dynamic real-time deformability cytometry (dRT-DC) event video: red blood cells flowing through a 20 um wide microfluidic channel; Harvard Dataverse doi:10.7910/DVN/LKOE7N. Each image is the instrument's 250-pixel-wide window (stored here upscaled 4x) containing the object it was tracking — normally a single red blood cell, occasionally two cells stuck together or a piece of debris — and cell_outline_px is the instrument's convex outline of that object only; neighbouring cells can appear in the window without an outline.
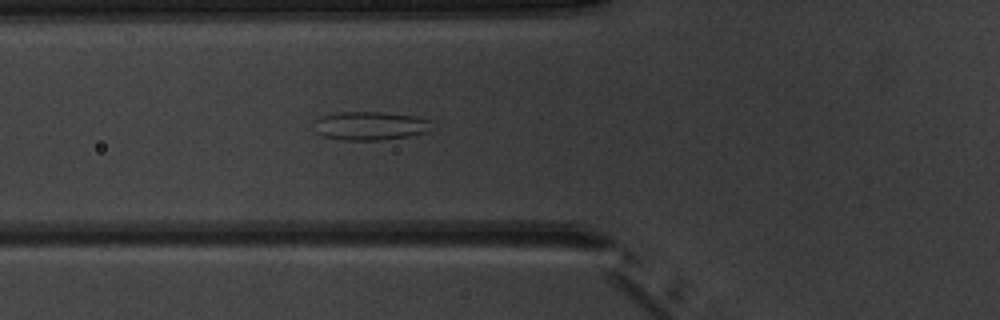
{"species": "common noctule bat (a hibernating species)", "species_latin": "Nyctalus noctula", "temperature_condition": "warm", "stored_images_in_passage": 5, "camera_frame_rate_fps": 3000, "um_per_image_px": 0.085, "animal": {"sex": "male", "body_mass_g": 20.1, "forearm_length_mm": 53.5}, "frame": {"image": 1, "passage_image": 5, "time_ms": 6.333, "image_size_px": [1000, 320], "cell_outline_px": [[428, 132], [408, 136], [380, 140], [340, 140], [320, 136], [316, 132], [312, 120], [320, 116], [340, 112], [384, 112], [416, 116], [428, 120]], "centroid_in_image_um": [31.35, 10.69], "position_along_channel_um": 94.4, "area_um2": 19.71}}